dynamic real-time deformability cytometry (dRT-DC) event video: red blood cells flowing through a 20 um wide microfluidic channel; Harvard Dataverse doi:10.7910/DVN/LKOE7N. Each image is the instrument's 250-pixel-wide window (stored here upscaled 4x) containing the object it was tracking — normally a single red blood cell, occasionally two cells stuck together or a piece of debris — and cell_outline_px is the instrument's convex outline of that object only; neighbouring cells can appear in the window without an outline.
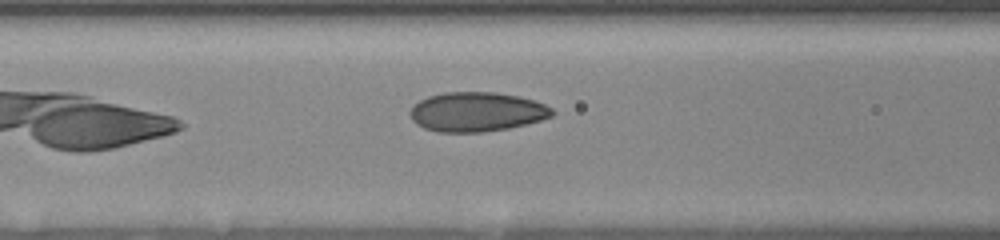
{"species": "human", "species_latin": "Homo sapiens", "temperature_condition": "room temperature", "stored_images_in_passage": 18, "camera_frame_rate_fps": 3000, "um_per_image_px": 0.085, "donor": {"sex": "female"}, "frame": {"image": 1, "passage_image": 18, "time_ms": 8.667, "image_size_px": [1000, 240], "cell_outline_px": [[556, 112], [552, 116], [540, 120], [508, 128], [484, 132], [440, 132], [424, 128], [416, 124], [412, 120], [408, 112], [420, 100], [428, 96], [444, 92], [496, 92], [536, 100], [552, 108]], "centroid_in_image_um": [40.52, 9.5], "position_along_channel_um": 126.1, "area_um2": 32.66}}